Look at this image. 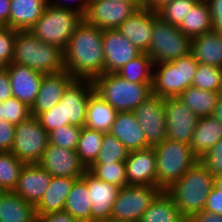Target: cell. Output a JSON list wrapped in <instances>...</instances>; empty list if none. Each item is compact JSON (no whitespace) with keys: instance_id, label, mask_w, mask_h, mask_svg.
Wrapping results in <instances>:
<instances>
[{"instance_id":"obj_1","label":"cell","mask_w":222,"mask_h":222,"mask_svg":"<svg viewBox=\"0 0 222 222\" xmlns=\"http://www.w3.org/2000/svg\"><path fill=\"white\" fill-rule=\"evenodd\" d=\"M103 30L85 20L77 27L64 52L65 70L77 79L93 80L105 73Z\"/></svg>"},{"instance_id":"obj_2","label":"cell","mask_w":222,"mask_h":222,"mask_svg":"<svg viewBox=\"0 0 222 222\" xmlns=\"http://www.w3.org/2000/svg\"><path fill=\"white\" fill-rule=\"evenodd\" d=\"M214 183L215 177L199 159L166 191L181 214L188 220L193 214L204 210Z\"/></svg>"},{"instance_id":"obj_3","label":"cell","mask_w":222,"mask_h":222,"mask_svg":"<svg viewBox=\"0 0 222 222\" xmlns=\"http://www.w3.org/2000/svg\"><path fill=\"white\" fill-rule=\"evenodd\" d=\"M12 63L27 66L43 74L65 70L63 50L41 41L29 30H17Z\"/></svg>"},{"instance_id":"obj_4","label":"cell","mask_w":222,"mask_h":222,"mask_svg":"<svg viewBox=\"0 0 222 222\" xmlns=\"http://www.w3.org/2000/svg\"><path fill=\"white\" fill-rule=\"evenodd\" d=\"M83 21L84 14L78 10L47 4L42 16L29 31L41 41L64 50Z\"/></svg>"},{"instance_id":"obj_5","label":"cell","mask_w":222,"mask_h":222,"mask_svg":"<svg viewBox=\"0 0 222 222\" xmlns=\"http://www.w3.org/2000/svg\"><path fill=\"white\" fill-rule=\"evenodd\" d=\"M92 83L95 93L118 112L134 111L152 94V84L132 83L116 73H103Z\"/></svg>"},{"instance_id":"obj_6","label":"cell","mask_w":222,"mask_h":222,"mask_svg":"<svg viewBox=\"0 0 222 222\" xmlns=\"http://www.w3.org/2000/svg\"><path fill=\"white\" fill-rule=\"evenodd\" d=\"M156 153L157 186L167 190L198 160L189 144L165 139L154 147Z\"/></svg>"},{"instance_id":"obj_7","label":"cell","mask_w":222,"mask_h":222,"mask_svg":"<svg viewBox=\"0 0 222 222\" xmlns=\"http://www.w3.org/2000/svg\"><path fill=\"white\" fill-rule=\"evenodd\" d=\"M198 62L190 53L171 62L153 67L152 93L165 98L178 97L193 85Z\"/></svg>"},{"instance_id":"obj_8","label":"cell","mask_w":222,"mask_h":222,"mask_svg":"<svg viewBox=\"0 0 222 222\" xmlns=\"http://www.w3.org/2000/svg\"><path fill=\"white\" fill-rule=\"evenodd\" d=\"M191 53V38L184 35L178 27L164 22L154 14L150 48L147 54L153 63L171 62Z\"/></svg>"},{"instance_id":"obj_9","label":"cell","mask_w":222,"mask_h":222,"mask_svg":"<svg viewBox=\"0 0 222 222\" xmlns=\"http://www.w3.org/2000/svg\"><path fill=\"white\" fill-rule=\"evenodd\" d=\"M162 191L159 186L128 185L120 188L114 202L111 219L121 222H139L143 213Z\"/></svg>"},{"instance_id":"obj_10","label":"cell","mask_w":222,"mask_h":222,"mask_svg":"<svg viewBox=\"0 0 222 222\" xmlns=\"http://www.w3.org/2000/svg\"><path fill=\"white\" fill-rule=\"evenodd\" d=\"M49 145V133L37 117L29 116L15 125V139L11 152L25 164L38 163Z\"/></svg>"},{"instance_id":"obj_11","label":"cell","mask_w":222,"mask_h":222,"mask_svg":"<svg viewBox=\"0 0 222 222\" xmlns=\"http://www.w3.org/2000/svg\"><path fill=\"white\" fill-rule=\"evenodd\" d=\"M134 113L149 147H155L166 139L167 123L162 97L152 93L137 106Z\"/></svg>"},{"instance_id":"obj_12","label":"cell","mask_w":222,"mask_h":222,"mask_svg":"<svg viewBox=\"0 0 222 222\" xmlns=\"http://www.w3.org/2000/svg\"><path fill=\"white\" fill-rule=\"evenodd\" d=\"M94 92L90 79L74 78L67 85L60 100L64 125L85 126L87 103Z\"/></svg>"},{"instance_id":"obj_13","label":"cell","mask_w":222,"mask_h":222,"mask_svg":"<svg viewBox=\"0 0 222 222\" xmlns=\"http://www.w3.org/2000/svg\"><path fill=\"white\" fill-rule=\"evenodd\" d=\"M139 8L127 1L92 0L84 20L102 30L117 29Z\"/></svg>"},{"instance_id":"obj_14","label":"cell","mask_w":222,"mask_h":222,"mask_svg":"<svg viewBox=\"0 0 222 222\" xmlns=\"http://www.w3.org/2000/svg\"><path fill=\"white\" fill-rule=\"evenodd\" d=\"M166 139L191 144L198 117L178 98L164 99Z\"/></svg>"},{"instance_id":"obj_15","label":"cell","mask_w":222,"mask_h":222,"mask_svg":"<svg viewBox=\"0 0 222 222\" xmlns=\"http://www.w3.org/2000/svg\"><path fill=\"white\" fill-rule=\"evenodd\" d=\"M38 164L52 177L81 178L87 170L76 151L49 143Z\"/></svg>"},{"instance_id":"obj_16","label":"cell","mask_w":222,"mask_h":222,"mask_svg":"<svg viewBox=\"0 0 222 222\" xmlns=\"http://www.w3.org/2000/svg\"><path fill=\"white\" fill-rule=\"evenodd\" d=\"M86 185L91 200V222H100L111 219L114 202L117 199L120 187L102 181L86 170Z\"/></svg>"},{"instance_id":"obj_17","label":"cell","mask_w":222,"mask_h":222,"mask_svg":"<svg viewBox=\"0 0 222 222\" xmlns=\"http://www.w3.org/2000/svg\"><path fill=\"white\" fill-rule=\"evenodd\" d=\"M102 44L105 56V73H116L122 66L141 54L116 29L103 30Z\"/></svg>"},{"instance_id":"obj_18","label":"cell","mask_w":222,"mask_h":222,"mask_svg":"<svg viewBox=\"0 0 222 222\" xmlns=\"http://www.w3.org/2000/svg\"><path fill=\"white\" fill-rule=\"evenodd\" d=\"M5 68L10 77L13 97H16L31 109L39 92L44 74L16 63H11Z\"/></svg>"},{"instance_id":"obj_19","label":"cell","mask_w":222,"mask_h":222,"mask_svg":"<svg viewBox=\"0 0 222 222\" xmlns=\"http://www.w3.org/2000/svg\"><path fill=\"white\" fill-rule=\"evenodd\" d=\"M125 170L128 185L157 186L154 147L129 152L125 160Z\"/></svg>"},{"instance_id":"obj_20","label":"cell","mask_w":222,"mask_h":222,"mask_svg":"<svg viewBox=\"0 0 222 222\" xmlns=\"http://www.w3.org/2000/svg\"><path fill=\"white\" fill-rule=\"evenodd\" d=\"M153 11L148 8H139L127 18L116 30L126 37L141 53H147L150 48Z\"/></svg>"},{"instance_id":"obj_21","label":"cell","mask_w":222,"mask_h":222,"mask_svg":"<svg viewBox=\"0 0 222 222\" xmlns=\"http://www.w3.org/2000/svg\"><path fill=\"white\" fill-rule=\"evenodd\" d=\"M52 175L38 163L25 164L13 192L34 206L47 190Z\"/></svg>"},{"instance_id":"obj_22","label":"cell","mask_w":222,"mask_h":222,"mask_svg":"<svg viewBox=\"0 0 222 222\" xmlns=\"http://www.w3.org/2000/svg\"><path fill=\"white\" fill-rule=\"evenodd\" d=\"M73 79L66 70L44 74L36 100L30 109L31 115L37 117L40 113L56 106L65 88Z\"/></svg>"},{"instance_id":"obj_23","label":"cell","mask_w":222,"mask_h":222,"mask_svg":"<svg viewBox=\"0 0 222 222\" xmlns=\"http://www.w3.org/2000/svg\"><path fill=\"white\" fill-rule=\"evenodd\" d=\"M110 133L117 137L129 152L149 147L134 111L118 112Z\"/></svg>"},{"instance_id":"obj_24","label":"cell","mask_w":222,"mask_h":222,"mask_svg":"<svg viewBox=\"0 0 222 222\" xmlns=\"http://www.w3.org/2000/svg\"><path fill=\"white\" fill-rule=\"evenodd\" d=\"M78 178L52 177L51 182L35 205L36 216L64 210L67 196Z\"/></svg>"},{"instance_id":"obj_25","label":"cell","mask_w":222,"mask_h":222,"mask_svg":"<svg viewBox=\"0 0 222 222\" xmlns=\"http://www.w3.org/2000/svg\"><path fill=\"white\" fill-rule=\"evenodd\" d=\"M191 54L200 64L222 68V33L212 30L191 38Z\"/></svg>"},{"instance_id":"obj_26","label":"cell","mask_w":222,"mask_h":222,"mask_svg":"<svg viewBox=\"0 0 222 222\" xmlns=\"http://www.w3.org/2000/svg\"><path fill=\"white\" fill-rule=\"evenodd\" d=\"M47 4V0H11L9 27L30 30L42 16Z\"/></svg>"},{"instance_id":"obj_27","label":"cell","mask_w":222,"mask_h":222,"mask_svg":"<svg viewBox=\"0 0 222 222\" xmlns=\"http://www.w3.org/2000/svg\"><path fill=\"white\" fill-rule=\"evenodd\" d=\"M0 222H37L35 206L13 191L0 196Z\"/></svg>"},{"instance_id":"obj_28","label":"cell","mask_w":222,"mask_h":222,"mask_svg":"<svg viewBox=\"0 0 222 222\" xmlns=\"http://www.w3.org/2000/svg\"><path fill=\"white\" fill-rule=\"evenodd\" d=\"M222 139V123L213 115L200 117L190 144L193 152L200 158Z\"/></svg>"},{"instance_id":"obj_29","label":"cell","mask_w":222,"mask_h":222,"mask_svg":"<svg viewBox=\"0 0 222 222\" xmlns=\"http://www.w3.org/2000/svg\"><path fill=\"white\" fill-rule=\"evenodd\" d=\"M117 114L114 107L94 92L87 103L85 127L110 133Z\"/></svg>"},{"instance_id":"obj_30","label":"cell","mask_w":222,"mask_h":222,"mask_svg":"<svg viewBox=\"0 0 222 222\" xmlns=\"http://www.w3.org/2000/svg\"><path fill=\"white\" fill-rule=\"evenodd\" d=\"M139 222H187L172 197L162 190L143 213Z\"/></svg>"},{"instance_id":"obj_31","label":"cell","mask_w":222,"mask_h":222,"mask_svg":"<svg viewBox=\"0 0 222 222\" xmlns=\"http://www.w3.org/2000/svg\"><path fill=\"white\" fill-rule=\"evenodd\" d=\"M91 200L86 185V171L77 179L67 196L64 210L78 222H91Z\"/></svg>"},{"instance_id":"obj_32","label":"cell","mask_w":222,"mask_h":222,"mask_svg":"<svg viewBox=\"0 0 222 222\" xmlns=\"http://www.w3.org/2000/svg\"><path fill=\"white\" fill-rule=\"evenodd\" d=\"M178 28L184 35L190 38L212 31V16L208 1L199 0Z\"/></svg>"},{"instance_id":"obj_33","label":"cell","mask_w":222,"mask_h":222,"mask_svg":"<svg viewBox=\"0 0 222 222\" xmlns=\"http://www.w3.org/2000/svg\"><path fill=\"white\" fill-rule=\"evenodd\" d=\"M218 92L205 91L196 87H189L178 98L198 118L212 116L219 99Z\"/></svg>"},{"instance_id":"obj_34","label":"cell","mask_w":222,"mask_h":222,"mask_svg":"<svg viewBox=\"0 0 222 222\" xmlns=\"http://www.w3.org/2000/svg\"><path fill=\"white\" fill-rule=\"evenodd\" d=\"M153 67L152 58L147 53H141L122 66L116 74L132 83L152 84Z\"/></svg>"},{"instance_id":"obj_35","label":"cell","mask_w":222,"mask_h":222,"mask_svg":"<svg viewBox=\"0 0 222 222\" xmlns=\"http://www.w3.org/2000/svg\"><path fill=\"white\" fill-rule=\"evenodd\" d=\"M103 134V132L82 127L76 153L86 168L96 160L101 149Z\"/></svg>"},{"instance_id":"obj_36","label":"cell","mask_w":222,"mask_h":222,"mask_svg":"<svg viewBox=\"0 0 222 222\" xmlns=\"http://www.w3.org/2000/svg\"><path fill=\"white\" fill-rule=\"evenodd\" d=\"M24 165L11 151L0 152V189L3 192L14 191Z\"/></svg>"},{"instance_id":"obj_37","label":"cell","mask_w":222,"mask_h":222,"mask_svg":"<svg viewBox=\"0 0 222 222\" xmlns=\"http://www.w3.org/2000/svg\"><path fill=\"white\" fill-rule=\"evenodd\" d=\"M87 169L102 181L114 184L120 188L128 186L125 161L113 163H92Z\"/></svg>"},{"instance_id":"obj_38","label":"cell","mask_w":222,"mask_h":222,"mask_svg":"<svg viewBox=\"0 0 222 222\" xmlns=\"http://www.w3.org/2000/svg\"><path fill=\"white\" fill-rule=\"evenodd\" d=\"M129 151L121 141L111 133H104L101 149L93 163H113L125 161Z\"/></svg>"},{"instance_id":"obj_39","label":"cell","mask_w":222,"mask_h":222,"mask_svg":"<svg viewBox=\"0 0 222 222\" xmlns=\"http://www.w3.org/2000/svg\"><path fill=\"white\" fill-rule=\"evenodd\" d=\"M198 1L199 0H173L157 10L158 17L164 22L178 27Z\"/></svg>"},{"instance_id":"obj_40","label":"cell","mask_w":222,"mask_h":222,"mask_svg":"<svg viewBox=\"0 0 222 222\" xmlns=\"http://www.w3.org/2000/svg\"><path fill=\"white\" fill-rule=\"evenodd\" d=\"M221 80L222 68L198 63L192 86L205 91L218 92Z\"/></svg>"},{"instance_id":"obj_41","label":"cell","mask_w":222,"mask_h":222,"mask_svg":"<svg viewBox=\"0 0 222 222\" xmlns=\"http://www.w3.org/2000/svg\"><path fill=\"white\" fill-rule=\"evenodd\" d=\"M81 129L82 127L72 124L59 126L49 132V143L76 151Z\"/></svg>"},{"instance_id":"obj_42","label":"cell","mask_w":222,"mask_h":222,"mask_svg":"<svg viewBox=\"0 0 222 222\" xmlns=\"http://www.w3.org/2000/svg\"><path fill=\"white\" fill-rule=\"evenodd\" d=\"M29 116H31L30 108L16 97L0 102V121L6 120L13 125H18Z\"/></svg>"},{"instance_id":"obj_43","label":"cell","mask_w":222,"mask_h":222,"mask_svg":"<svg viewBox=\"0 0 222 222\" xmlns=\"http://www.w3.org/2000/svg\"><path fill=\"white\" fill-rule=\"evenodd\" d=\"M16 33L17 30L7 26L0 30V68L12 63Z\"/></svg>"},{"instance_id":"obj_44","label":"cell","mask_w":222,"mask_h":222,"mask_svg":"<svg viewBox=\"0 0 222 222\" xmlns=\"http://www.w3.org/2000/svg\"><path fill=\"white\" fill-rule=\"evenodd\" d=\"M199 159L214 177L222 174V139Z\"/></svg>"},{"instance_id":"obj_45","label":"cell","mask_w":222,"mask_h":222,"mask_svg":"<svg viewBox=\"0 0 222 222\" xmlns=\"http://www.w3.org/2000/svg\"><path fill=\"white\" fill-rule=\"evenodd\" d=\"M37 119L48 133L59 126H64L61 102L59 101L57 105L50 110L40 113Z\"/></svg>"},{"instance_id":"obj_46","label":"cell","mask_w":222,"mask_h":222,"mask_svg":"<svg viewBox=\"0 0 222 222\" xmlns=\"http://www.w3.org/2000/svg\"><path fill=\"white\" fill-rule=\"evenodd\" d=\"M15 139V125L0 121V152H10Z\"/></svg>"},{"instance_id":"obj_47","label":"cell","mask_w":222,"mask_h":222,"mask_svg":"<svg viewBox=\"0 0 222 222\" xmlns=\"http://www.w3.org/2000/svg\"><path fill=\"white\" fill-rule=\"evenodd\" d=\"M204 210L222 215V190L215 185L207 197Z\"/></svg>"},{"instance_id":"obj_48","label":"cell","mask_w":222,"mask_h":222,"mask_svg":"<svg viewBox=\"0 0 222 222\" xmlns=\"http://www.w3.org/2000/svg\"><path fill=\"white\" fill-rule=\"evenodd\" d=\"M212 16L213 30L222 33V0H207Z\"/></svg>"},{"instance_id":"obj_49","label":"cell","mask_w":222,"mask_h":222,"mask_svg":"<svg viewBox=\"0 0 222 222\" xmlns=\"http://www.w3.org/2000/svg\"><path fill=\"white\" fill-rule=\"evenodd\" d=\"M68 1L69 2L74 1V2H70L71 4L68 5V3H69ZM91 1L92 0H67V1H65V0H47V3L57 6V7L73 8V9L78 10L81 13L85 14Z\"/></svg>"},{"instance_id":"obj_50","label":"cell","mask_w":222,"mask_h":222,"mask_svg":"<svg viewBox=\"0 0 222 222\" xmlns=\"http://www.w3.org/2000/svg\"><path fill=\"white\" fill-rule=\"evenodd\" d=\"M13 97L10 77L6 68H0V102Z\"/></svg>"},{"instance_id":"obj_51","label":"cell","mask_w":222,"mask_h":222,"mask_svg":"<svg viewBox=\"0 0 222 222\" xmlns=\"http://www.w3.org/2000/svg\"><path fill=\"white\" fill-rule=\"evenodd\" d=\"M37 222H78L70 213L65 210L37 216Z\"/></svg>"},{"instance_id":"obj_52","label":"cell","mask_w":222,"mask_h":222,"mask_svg":"<svg viewBox=\"0 0 222 222\" xmlns=\"http://www.w3.org/2000/svg\"><path fill=\"white\" fill-rule=\"evenodd\" d=\"M187 222H222V215L202 210L193 214Z\"/></svg>"},{"instance_id":"obj_53","label":"cell","mask_w":222,"mask_h":222,"mask_svg":"<svg viewBox=\"0 0 222 222\" xmlns=\"http://www.w3.org/2000/svg\"><path fill=\"white\" fill-rule=\"evenodd\" d=\"M10 1L0 0V22L7 27H9L10 19Z\"/></svg>"},{"instance_id":"obj_54","label":"cell","mask_w":222,"mask_h":222,"mask_svg":"<svg viewBox=\"0 0 222 222\" xmlns=\"http://www.w3.org/2000/svg\"><path fill=\"white\" fill-rule=\"evenodd\" d=\"M173 0H145V8L157 11L164 4L171 2Z\"/></svg>"},{"instance_id":"obj_55","label":"cell","mask_w":222,"mask_h":222,"mask_svg":"<svg viewBox=\"0 0 222 222\" xmlns=\"http://www.w3.org/2000/svg\"><path fill=\"white\" fill-rule=\"evenodd\" d=\"M213 116L222 123V96H219Z\"/></svg>"},{"instance_id":"obj_56","label":"cell","mask_w":222,"mask_h":222,"mask_svg":"<svg viewBox=\"0 0 222 222\" xmlns=\"http://www.w3.org/2000/svg\"><path fill=\"white\" fill-rule=\"evenodd\" d=\"M116 1V0H113ZM118 1H127L130 3L135 4L138 8H143L145 7V0H118Z\"/></svg>"},{"instance_id":"obj_57","label":"cell","mask_w":222,"mask_h":222,"mask_svg":"<svg viewBox=\"0 0 222 222\" xmlns=\"http://www.w3.org/2000/svg\"><path fill=\"white\" fill-rule=\"evenodd\" d=\"M214 185L222 190V174L215 176V183Z\"/></svg>"},{"instance_id":"obj_58","label":"cell","mask_w":222,"mask_h":222,"mask_svg":"<svg viewBox=\"0 0 222 222\" xmlns=\"http://www.w3.org/2000/svg\"><path fill=\"white\" fill-rule=\"evenodd\" d=\"M218 93H219L220 96H222V80H221V84H220V88H219Z\"/></svg>"},{"instance_id":"obj_59","label":"cell","mask_w":222,"mask_h":222,"mask_svg":"<svg viewBox=\"0 0 222 222\" xmlns=\"http://www.w3.org/2000/svg\"><path fill=\"white\" fill-rule=\"evenodd\" d=\"M100 222H121V221H114V220H112V219H109V220L100 221Z\"/></svg>"},{"instance_id":"obj_60","label":"cell","mask_w":222,"mask_h":222,"mask_svg":"<svg viewBox=\"0 0 222 222\" xmlns=\"http://www.w3.org/2000/svg\"><path fill=\"white\" fill-rule=\"evenodd\" d=\"M4 27L5 25L0 22V30H2Z\"/></svg>"}]
</instances>
